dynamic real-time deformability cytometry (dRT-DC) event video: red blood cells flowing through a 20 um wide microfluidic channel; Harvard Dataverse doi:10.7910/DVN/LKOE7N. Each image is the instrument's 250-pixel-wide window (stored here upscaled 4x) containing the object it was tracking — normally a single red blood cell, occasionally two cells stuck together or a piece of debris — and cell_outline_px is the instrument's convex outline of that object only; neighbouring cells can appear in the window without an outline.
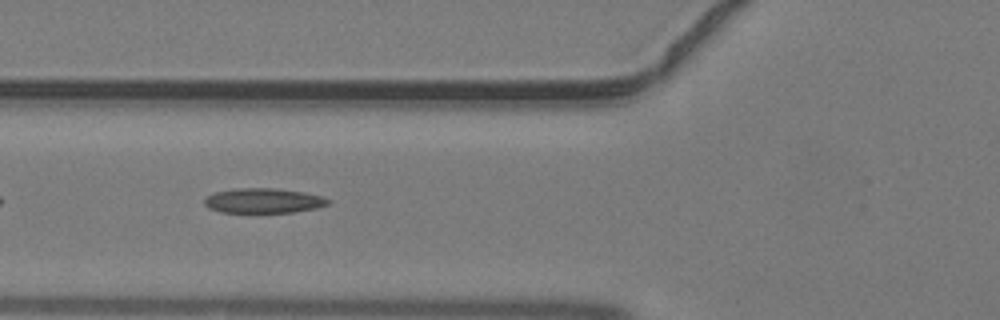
{"species": "common noctule bat (a hibernating species)", "species_latin": "Nyctalus noctula", "temperature_condition": "warm", "stored_images_in_passage": 35, "camera_frame_rate_fps": 3000, "um_per_image_px": 0.085, "animal": {"sex": "male", "body_mass_g": 19.2, "forearm_length_mm": 51.8}, "frame": {"image": 1, "passage_image": 8, "time_ms": 2.333, "image_size_px": [1000, 320], "cell_outline_px": [[332, 200], [328, 204], [316, 208], [292, 212], [220, 212], [208, 208], [204, 204], [204, 200], [208, 196], [216, 192], [236, 188], [276, 188], [304, 192], [324, 196]], "centroid_in_image_um": [22.42, 17.05], "position_along_channel_um": 103.4, "area_um2": 17.92}}
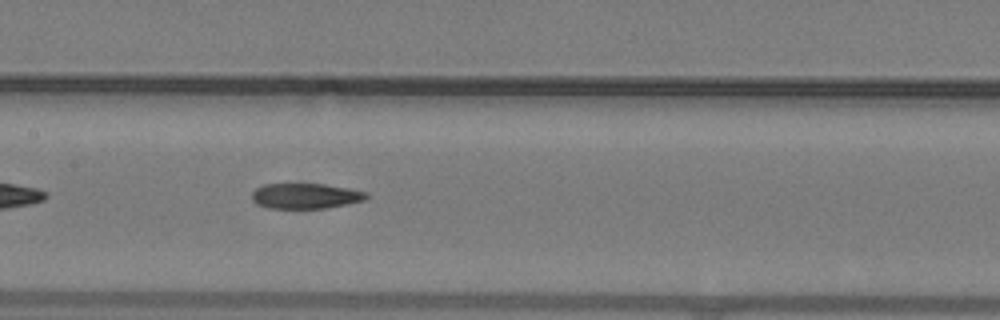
{"frame": {"image": 2, "passage_image": 13, "time_ms": 4.0, "image_size_px": [1000, 320], "cell_outline_px": [[368, 196], [364, 200], [324, 208], [268, 208], [256, 204], [252, 200], [252, 192], [256, 188], [264, 184], [324, 184], [348, 188], [368, 192]], "centroid_in_image_um": [25.94, 16.65], "position_along_channel_um": 181.5, "area_um2": 16.82}}
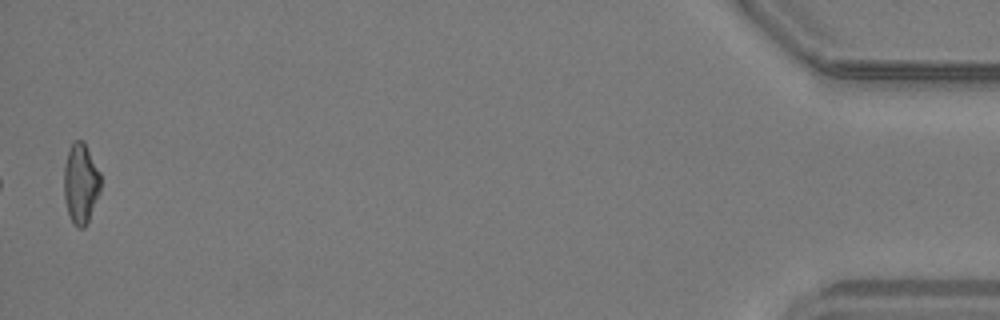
{"frame": {"image": 3, "passage_image": 35, "time_ms": 11.333, "image_size_px": [1000, 320], "cell_outline_px": [[100, 192], [88, 220], [84, 228], [76, 228], [72, 224], [64, 200], [64, 164], [68, 152], [72, 144], [76, 140], [84, 140], [100, 172]], "centroid_in_image_um": [6.86, 15.6], "position_along_channel_um": 428.3, "area_um2": 17.22}}